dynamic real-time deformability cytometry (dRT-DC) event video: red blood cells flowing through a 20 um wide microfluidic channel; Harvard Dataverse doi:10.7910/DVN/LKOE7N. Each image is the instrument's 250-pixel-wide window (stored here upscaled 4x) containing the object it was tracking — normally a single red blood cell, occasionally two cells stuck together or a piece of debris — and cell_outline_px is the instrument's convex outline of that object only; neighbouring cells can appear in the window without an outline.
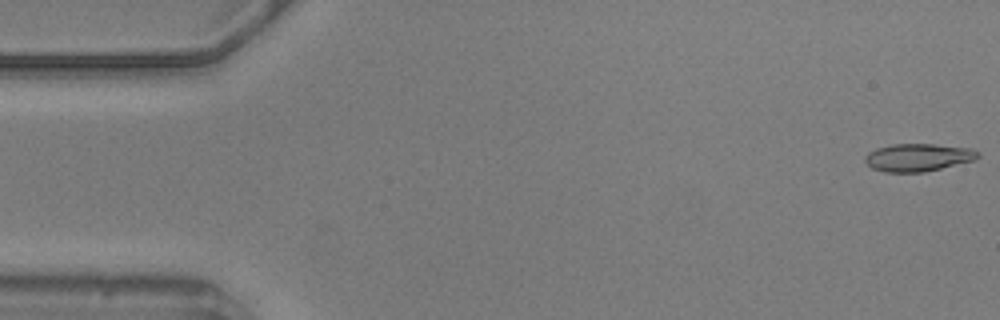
{"species": "common noctule bat (a hibernating species)", "species_latin": "Nyctalus noctula", "temperature_condition": "warm", "stored_images_in_passage": 53, "camera_frame_rate_fps": 3000, "um_per_image_px": 0.085, "animal": {"sex": "male", "body_mass_g": 20.5, "forearm_length_mm": 52.5}, "frame": {"image": 1, "passage_image": 1, "time_ms": 0.0, "image_size_px": [1000, 320], "cell_outline_px": [[980, 156], [976, 160], [924, 172], [884, 172], [872, 168], [864, 160], [864, 156], [868, 152], [876, 148], [892, 144], [932, 144], [972, 148], [980, 152]], "centroid_in_image_um": [78.05, 13.38], "position_along_channel_um": 6.9, "area_um2": 18.38}}
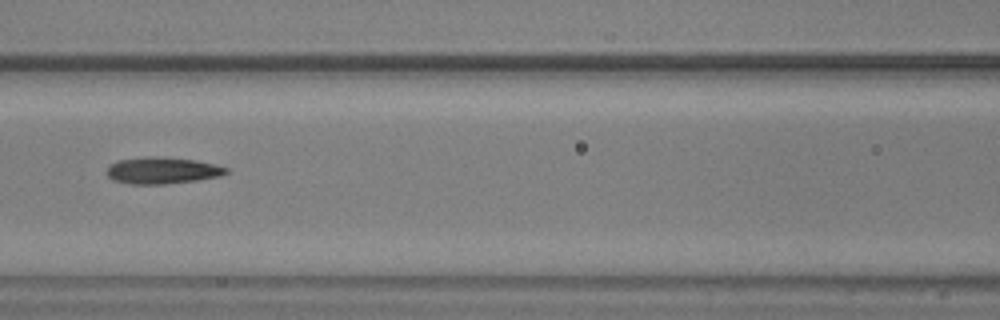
{"frame": {"image": 2, "passage_image": 24, "time_ms": 7.667, "image_size_px": [1000, 320], "cell_outline_px": [[228, 172], [220, 176], [196, 180], [164, 184], [132, 184], [112, 180], [104, 172], [108, 164], [120, 160], [148, 156], [156, 156], [196, 160], [216, 164], [228, 168]], "centroid_in_image_um": [13.76, 14.48], "position_along_channel_um": 152.8, "area_um2": 18.67}}
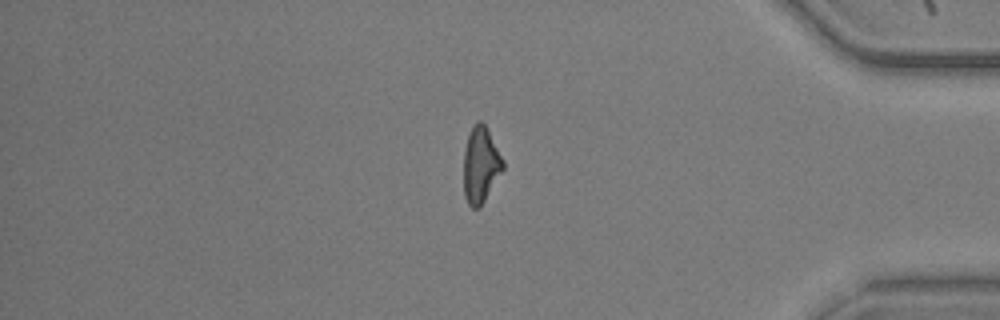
{"frame": {"image": 3, "passage_image": 47, "time_ms": 15.333, "image_size_px": [1000, 320], "cell_outline_px": [[504, 168], [480, 208], [472, 208], [468, 204], [464, 196], [464, 148], [468, 132], [472, 124], [476, 120], [480, 120], [484, 124], [504, 160]], "centroid_in_image_um": [40.84, 14.0], "position_along_channel_um": 394.4, "area_um2": 17.57}}